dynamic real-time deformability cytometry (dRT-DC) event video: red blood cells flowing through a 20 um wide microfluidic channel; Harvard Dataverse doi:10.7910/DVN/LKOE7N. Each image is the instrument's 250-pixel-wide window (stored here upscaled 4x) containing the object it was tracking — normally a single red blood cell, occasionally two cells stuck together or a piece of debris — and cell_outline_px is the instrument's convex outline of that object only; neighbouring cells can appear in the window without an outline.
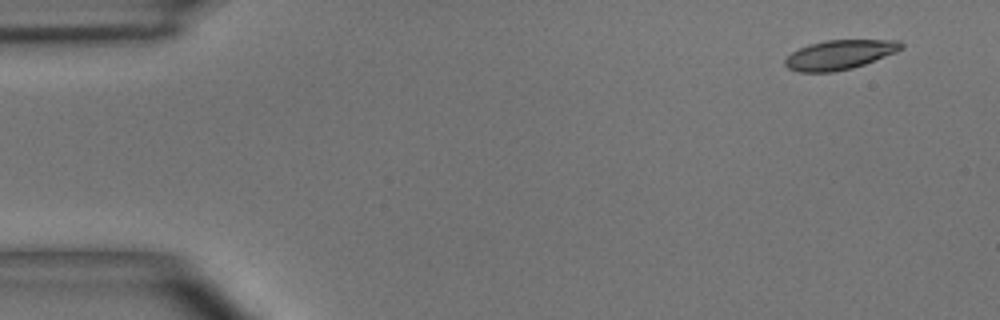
{"species": "common noctule bat (a hibernating species)", "species_latin": "Nyctalus noctula", "temperature_condition": "room temperature", "stored_images_in_passage": 6, "segment_of_instrument_passage": [1, 2], "camera_frame_rate_fps": 3000, "um_per_image_px": 0.085, "animal": {"sex": "male", "body_mass_g": 15.6}, "frame": {"image": 1, "passage_image": 2, "time_ms": 1.0, "image_size_px": [1000, 320], "cell_outline_px": [[904, 48], [896, 52], [864, 64], [852, 68], [832, 72], [800, 72], [788, 68], [784, 64], [784, 60], [792, 52], [808, 44], [824, 40], [900, 40], [904, 44]], "centroid_in_image_um": [71.37, 4.64], "position_along_channel_um": 13.6, "area_um2": 19.94}}
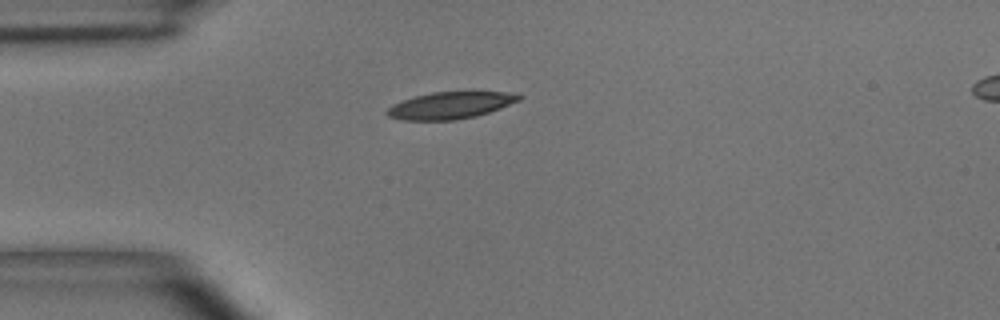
{"frame": {"image": 2, "passage_image": 5, "time_ms": 4.333, "image_size_px": [1000, 320], "cell_outline_px": [[524, 96], [520, 100], [500, 108], [476, 116], [456, 120], [404, 120], [388, 116], [384, 112], [392, 104], [416, 96], [432, 92], [504, 92]], "centroid_in_image_um": [38.26, 8.96], "position_along_channel_um": 46.7, "area_um2": 20.46}}